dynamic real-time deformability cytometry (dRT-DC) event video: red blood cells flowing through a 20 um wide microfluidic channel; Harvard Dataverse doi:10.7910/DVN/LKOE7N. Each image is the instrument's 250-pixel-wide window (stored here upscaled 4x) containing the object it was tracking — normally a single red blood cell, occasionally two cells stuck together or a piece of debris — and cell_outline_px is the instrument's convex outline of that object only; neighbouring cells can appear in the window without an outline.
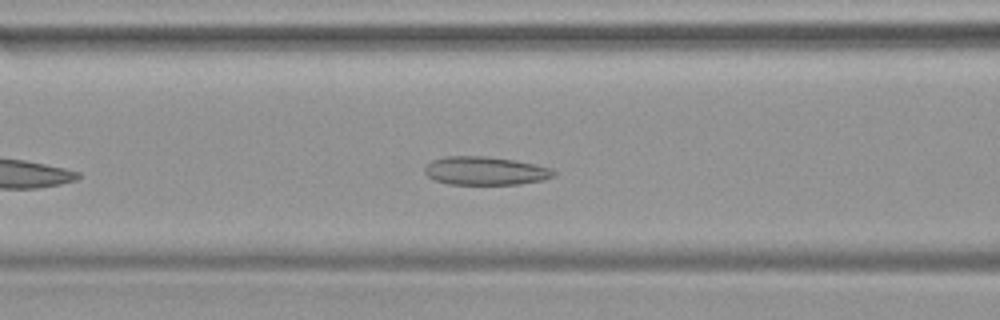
{"species": "common noctule bat (a hibernating species)", "species_latin": "Nyctalus noctula", "temperature_condition": "warm", "stored_images_in_passage": 35, "camera_frame_rate_fps": 3000, "um_per_image_px": 0.085, "animal": {"sex": "female", "body_mass_g": 19.9}, "frame": {"image": 1, "passage_image": 9, "time_ms": 2.667, "image_size_px": [1000, 320], "cell_outline_px": [[556, 176], [544, 180], [520, 184], [448, 184], [436, 180], [428, 176], [424, 172], [424, 168], [432, 160], [444, 156], [484, 156], [512, 160], [552, 168], [556, 172]], "centroid_in_image_um": [41.26, 14.52], "position_along_channel_um": 125.3, "area_um2": 21.27}}
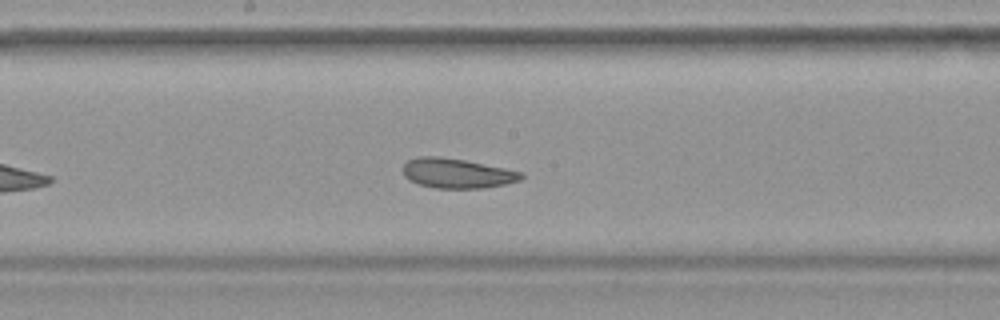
{"frame": {"image": 2, "passage_image": 15, "time_ms": 4.667, "image_size_px": [1000, 320], "cell_outline_px": [[524, 176], [520, 180], [504, 184], [480, 188], [436, 188], [420, 184], [408, 180], [404, 176], [404, 164], [408, 160], [416, 156], [440, 156], [464, 160], [524, 172]], "centroid_in_image_um": [38.83, 14.72], "position_along_channel_um": 209.4, "area_um2": 20.4}}
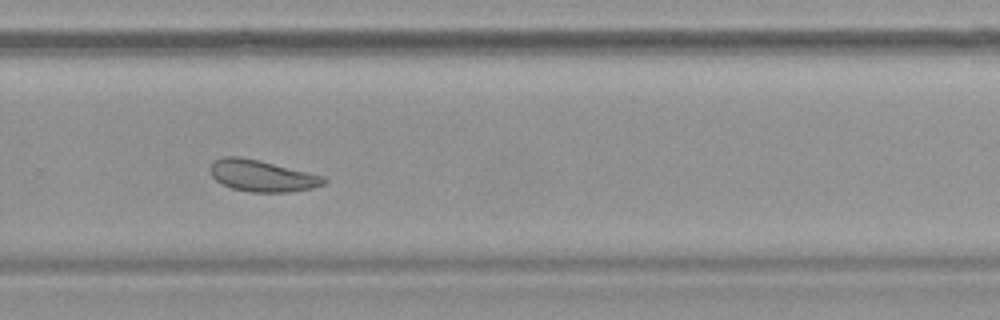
{"frame": {"image": 3, "passage_image": 22, "time_ms": 7.0, "image_size_px": [1000, 320], "cell_outline_px": [[328, 180], [324, 184], [312, 188], [288, 192], [248, 192], [232, 188], [220, 184], [212, 176], [208, 168], [216, 160], [224, 156], [240, 156], [260, 160], [324, 176]], "centroid_in_image_um": [22.25, 14.94], "position_along_channel_um": 307.5, "area_um2": 20.98}}